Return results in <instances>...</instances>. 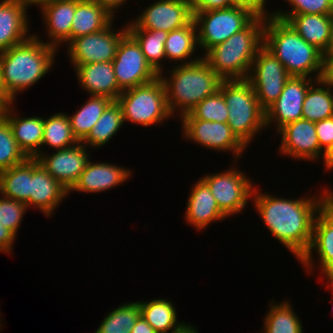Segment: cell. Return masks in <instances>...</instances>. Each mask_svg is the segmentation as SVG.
Returning a JSON list of instances; mask_svg holds the SVG:
<instances>
[{"label": "cell", "instance_id": "6da1fadb", "mask_svg": "<svg viewBox=\"0 0 333 333\" xmlns=\"http://www.w3.org/2000/svg\"><path fill=\"white\" fill-rule=\"evenodd\" d=\"M260 190L255 186L253 206L269 233L299 261L310 247L315 217L326 204L325 186L320 196L301 199L279 198Z\"/></svg>", "mask_w": 333, "mask_h": 333}, {"label": "cell", "instance_id": "7a4b0ae2", "mask_svg": "<svg viewBox=\"0 0 333 333\" xmlns=\"http://www.w3.org/2000/svg\"><path fill=\"white\" fill-rule=\"evenodd\" d=\"M263 46L285 67L291 76L323 79V53L306 42L286 21L265 17ZM314 75V76H311Z\"/></svg>", "mask_w": 333, "mask_h": 333}, {"label": "cell", "instance_id": "3957f363", "mask_svg": "<svg viewBox=\"0 0 333 333\" xmlns=\"http://www.w3.org/2000/svg\"><path fill=\"white\" fill-rule=\"evenodd\" d=\"M32 34L27 40L0 53L2 82L14 102L17 94L34 86L53 67L57 50Z\"/></svg>", "mask_w": 333, "mask_h": 333}, {"label": "cell", "instance_id": "277c9868", "mask_svg": "<svg viewBox=\"0 0 333 333\" xmlns=\"http://www.w3.org/2000/svg\"><path fill=\"white\" fill-rule=\"evenodd\" d=\"M174 66L170 68L169 76L160 74L159 77L165 85L167 104L172 117L178 112L181 118L203 99L216 93L223 79L204 58Z\"/></svg>", "mask_w": 333, "mask_h": 333}, {"label": "cell", "instance_id": "5b68a950", "mask_svg": "<svg viewBox=\"0 0 333 333\" xmlns=\"http://www.w3.org/2000/svg\"><path fill=\"white\" fill-rule=\"evenodd\" d=\"M265 17L257 16L245 29L214 45L204 60L223 80L247 79L251 64L263 46Z\"/></svg>", "mask_w": 333, "mask_h": 333}, {"label": "cell", "instance_id": "8992f818", "mask_svg": "<svg viewBox=\"0 0 333 333\" xmlns=\"http://www.w3.org/2000/svg\"><path fill=\"white\" fill-rule=\"evenodd\" d=\"M228 107L232 132L248 148L257 133L266 129L265 111L260 107L251 84L246 80H223L219 87Z\"/></svg>", "mask_w": 333, "mask_h": 333}, {"label": "cell", "instance_id": "52a82bcc", "mask_svg": "<svg viewBox=\"0 0 333 333\" xmlns=\"http://www.w3.org/2000/svg\"><path fill=\"white\" fill-rule=\"evenodd\" d=\"M121 106L124 123L152 126L164 123L169 111L165 85L160 77L150 83L122 91L116 100Z\"/></svg>", "mask_w": 333, "mask_h": 333}, {"label": "cell", "instance_id": "ba28073f", "mask_svg": "<svg viewBox=\"0 0 333 333\" xmlns=\"http://www.w3.org/2000/svg\"><path fill=\"white\" fill-rule=\"evenodd\" d=\"M192 13L197 26L198 47L205 53L245 29L257 17L242 6Z\"/></svg>", "mask_w": 333, "mask_h": 333}, {"label": "cell", "instance_id": "9c48e42d", "mask_svg": "<svg viewBox=\"0 0 333 333\" xmlns=\"http://www.w3.org/2000/svg\"><path fill=\"white\" fill-rule=\"evenodd\" d=\"M231 167L221 173H209L201 177L210 188L219 209L227 217L243 212L256 186L239 167Z\"/></svg>", "mask_w": 333, "mask_h": 333}, {"label": "cell", "instance_id": "30bf717a", "mask_svg": "<svg viewBox=\"0 0 333 333\" xmlns=\"http://www.w3.org/2000/svg\"><path fill=\"white\" fill-rule=\"evenodd\" d=\"M290 77L284 65L262 46L246 80L253 87L260 107L266 111L278 99Z\"/></svg>", "mask_w": 333, "mask_h": 333}, {"label": "cell", "instance_id": "8fae6325", "mask_svg": "<svg viewBox=\"0 0 333 333\" xmlns=\"http://www.w3.org/2000/svg\"><path fill=\"white\" fill-rule=\"evenodd\" d=\"M112 24L103 30L81 36L67 44V55L72 66L95 62H112L121 39L128 33L125 25L115 31Z\"/></svg>", "mask_w": 333, "mask_h": 333}, {"label": "cell", "instance_id": "7c38bea8", "mask_svg": "<svg viewBox=\"0 0 333 333\" xmlns=\"http://www.w3.org/2000/svg\"><path fill=\"white\" fill-rule=\"evenodd\" d=\"M112 64L118 87L122 91L150 83L159 77L129 33L121 39Z\"/></svg>", "mask_w": 333, "mask_h": 333}, {"label": "cell", "instance_id": "4fadbf2b", "mask_svg": "<svg viewBox=\"0 0 333 333\" xmlns=\"http://www.w3.org/2000/svg\"><path fill=\"white\" fill-rule=\"evenodd\" d=\"M181 123L182 134L188 141H193L206 149L209 148L214 151H230L235 159V164L247 149L227 123L200 119H181Z\"/></svg>", "mask_w": 333, "mask_h": 333}, {"label": "cell", "instance_id": "5bb4252c", "mask_svg": "<svg viewBox=\"0 0 333 333\" xmlns=\"http://www.w3.org/2000/svg\"><path fill=\"white\" fill-rule=\"evenodd\" d=\"M136 17L126 24L127 29L162 30L169 33L187 25L193 19V13L190 0H157Z\"/></svg>", "mask_w": 333, "mask_h": 333}, {"label": "cell", "instance_id": "9a60e30c", "mask_svg": "<svg viewBox=\"0 0 333 333\" xmlns=\"http://www.w3.org/2000/svg\"><path fill=\"white\" fill-rule=\"evenodd\" d=\"M277 133L281 136L280 155L295 160H314L313 163L322 156L325 165L326 154L320 149L315 122L301 118L286 124Z\"/></svg>", "mask_w": 333, "mask_h": 333}, {"label": "cell", "instance_id": "2e32d148", "mask_svg": "<svg viewBox=\"0 0 333 333\" xmlns=\"http://www.w3.org/2000/svg\"><path fill=\"white\" fill-rule=\"evenodd\" d=\"M313 250L319 256L317 269L322 270L323 278L333 280V211L326 204L315 217L310 247L299 260L306 272L311 274L312 267L315 268L314 264L316 265L312 258Z\"/></svg>", "mask_w": 333, "mask_h": 333}, {"label": "cell", "instance_id": "e0dca14e", "mask_svg": "<svg viewBox=\"0 0 333 333\" xmlns=\"http://www.w3.org/2000/svg\"><path fill=\"white\" fill-rule=\"evenodd\" d=\"M315 81L308 77L291 76L278 99L265 111L266 130L274 125L278 131L286 124L301 119L306 92Z\"/></svg>", "mask_w": 333, "mask_h": 333}, {"label": "cell", "instance_id": "ac0fdd59", "mask_svg": "<svg viewBox=\"0 0 333 333\" xmlns=\"http://www.w3.org/2000/svg\"><path fill=\"white\" fill-rule=\"evenodd\" d=\"M86 147V148H85ZM82 142L47 156L44 151L36 158L43 168L70 190L78 181L88 162L91 160L89 151Z\"/></svg>", "mask_w": 333, "mask_h": 333}, {"label": "cell", "instance_id": "d6986e66", "mask_svg": "<svg viewBox=\"0 0 333 333\" xmlns=\"http://www.w3.org/2000/svg\"><path fill=\"white\" fill-rule=\"evenodd\" d=\"M69 190L54 179L36 158H31L30 207H38L44 215L51 216L69 195ZM61 202V203H60Z\"/></svg>", "mask_w": 333, "mask_h": 333}, {"label": "cell", "instance_id": "ffe728a7", "mask_svg": "<svg viewBox=\"0 0 333 333\" xmlns=\"http://www.w3.org/2000/svg\"><path fill=\"white\" fill-rule=\"evenodd\" d=\"M131 172L132 170L123 166L107 162L94 163L90 160L69 193L78 191L95 194L108 191L130 179Z\"/></svg>", "mask_w": 333, "mask_h": 333}, {"label": "cell", "instance_id": "44dd1931", "mask_svg": "<svg viewBox=\"0 0 333 333\" xmlns=\"http://www.w3.org/2000/svg\"><path fill=\"white\" fill-rule=\"evenodd\" d=\"M185 221L197 231H202L210 223L228 218L220 209L208 185L200 178L193 184L187 199Z\"/></svg>", "mask_w": 333, "mask_h": 333}, {"label": "cell", "instance_id": "7402d4cb", "mask_svg": "<svg viewBox=\"0 0 333 333\" xmlns=\"http://www.w3.org/2000/svg\"><path fill=\"white\" fill-rule=\"evenodd\" d=\"M12 105L14 106V103L0 109V112L7 118L19 148L28 158H37L43 151L40 147L43 139L44 117L17 116Z\"/></svg>", "mask_w": 333, "mask_h": 333}, {"label": "cell", "instance_id": "603a6c76", "mask_svg": "<svg viewBox=\"0 0 333 333\" xmlns=\"http://www.w3.org/2000/svg\"><path fill=\"white\" fill-rule=\"evenodd\" d=\"M77 79L88 96H106L116 101L122 90L118 87L112 62H95L73 66ZM88 91V92H87Z\"/></svg>", "mask_w": 333, "mask_h": 333}, {"label": "cell", "instance_id": "cb8c5ba5", "mask_svg": "<svg viewBox=\"0 0 333 333\" xmlns=\"http://www.w3.org/2000/svg\"><path fill=\"white\" fill-rule=\"evenodd\" d=\"M75 11L76 0H52L41 8L46 34L50 39L43 42L56 49H59L63 43L67 45L71 41V27Z\"/></svg>", "mask_w": 333, "mask_h": 333}, {"label": "cell", "instance_id": "d4e9b609", "mask_svg": "<svg viewBox=\"0 0 333 333\" xmlns=\"http://www.w3.org/2000/svg\"><path fill=\"white\" fill-rule=\"evenodd\" d=\"M26 10L17 0L0 2V53L27 40L30 22Z\"/></svg>", "mask_w": 333, "mask_h": 333}, {"label": "cell", "instance_id": "484cf974", "mask_svg": "<svg viewBox=\"0 0 333 333\" xmlns=\"http://www.w3.org/2000/svg\"><path fill=\"white\" fill-rule=\"evenodd\" d=\"M284 21H286L306 42L314 45L323 54L326 52L332 35V15H288Z\"/></svg>", "mask_w": 333, "mask_h": 333}, {"label": "cell", "instance_id": "4316f807", "mask_svg": "<svg viewBox=\"0 0 333 333\" xmlns=\"http://www.w3.org/2000/svg\"><path fill=\"white\" fill-rule=\"evenodd\" d=\"M114 18L106 8L95 0H76L71 40L103 30L114 21Z\"/></svg>", "mask_w": 333, "mask_h": 333}, {"label": "cell", "instance_id": "83f0119b", "mask_svg": "<svg viewBox=\"0 0 333 333\" xmlns=\"http://www.w3.org/2000/svg\"><path fill=\"white\" fill-rule=\"evenodd\" d=\"M198 36L197 26L195 20L192 19L187 25L182 28L172 30L168 33L165 42V55L169 62H176L175 64H189L203 58V55L196 58L190 57L197 51ZM171 60V61H170Z\"/></svg>", "mask_w": 333, "mask_h": 333}, {"label": "cell", "instance_id": "f1b7e54d", "mask_svg": "<svg viewBox=\"0 0 333 333\" xmlns=\"http://www.w3.org/2000/svg\"><path fill=\"white\" fill-rule=\"evenodd\" d=\"M31 158L0 172V194L25 203L30 209Z\"/></svg>", "mask_w": 333, "mask_h": 333}, {"label": "cell", "instance_id": "f546056e", "mask_svg": "<svg viewBox=\"0 0 333 333\" xmlns=\"http://www.w3.org/2000/svg\"><path fill=\"white\" fill-rule=\"evenodd\" d=\"M333 116V87L323 78L307 90L302 106V118L311 122Z\"/></svg>", "mask_w": 333, "mask_h": 333}, {"label": "cell", "instance_id": "4dcf8cb0", "mask_svg": "<svg viewBox=\"0 0 333 333\" xmlns=\"http://www.w3.org/2000/svg\"><path fill=\"white\" fill-rule=\"evenodd\" d=\"M123 124L121 106L117 101H112L82 143L93 149L103 147L118 133Z\"/></svg>", "mask_w": 333, "mask_h": 333}, {"label": "cell", "instance_id": "1f68e13d", "mask_svg": "<svg viewBox=\"0 0 333 333\" xmlns=\"http://www.w3.org/2000/svg\"><path fill=\"white\" fill-rule=\"evenodd\" d=\"M139 302L142 317L157 333H169L178 329L184 321L178 322L177 312L171 300L164 298Z\"/></svg>", "mask_w": 333, "mask_h": 333}, {"label": "cell", "instance_id": "d6a6232c", "mask_svg": "<svg viewBox=\"0 0 333 333\" xmlns=\"http://www.w3.org/2000/svg\"><path fill=\"white\" fill-rule=\"evenodd\" d=\"M140 45L147 63L158 74H164L163 61L166 59L165 42L168 32L162 30L127 29Z\"/></svg>", "mask_w": 333, "mask_h": 333}, {"label": "cell", "instance_id": "836d02e7", "mask_svg": "<svg viewBox=\"0 0 333 333\" xmlns=\"http://www.w3.org/2000/svg\"><path fill=\"white\" fill-rule=\"evenodd\" d=\"M89 97L78 111L68 115L72 132L79 142L88 136L106 107L113 101L106 96Z\"/></svg>", "mask_w": 333, "mask_h": 333}, {"label": "cell", "instance_id": "e575fe53", "mask_svg": "<svg viewBox=\"0 0 333 333\" xmlns=\"http://www.w3.org/2000/svg\"><path fill=\"white\" fill-rule=\"evenodd\" d=\"M283 301L276 303L271 300L262 333H303L302 322L292 304L289 300Z\"/></svg>", "mask_w": 333, "mask_h": 333}, {"label": "cell", "instance_id": "d590c367", "mask_svg": "<svg viewBox=\"0 0 333 333\" xmlns=\"http://www.w3.org/2000/svg\"><path fill=\"white\" fill-rule=\"evenodd\" d=\"M45 118L41 148L47 145L50 149L60 150L79 143L72 132L68 114L59 112Z\"/></svg>", "mask_w": 333, "mask_h": 333}, {"label": "cell", "instance_id": "8d00e7d4", "mask_svg": "<svg viewBox=\"0 0 333 333\" xmlns=\"http://www.w3.org/2000/svg\"><path fill=\"white\" fill-rule=\"evenodd\" d=\"M141 315L139 302H128L108 312L94 333H131Z\"/></svg>", "mask_w": 333, "mask_h": 333}, {"label": "cell", "instance_id": "74e56055", "mask_svg": "<svg viewBox=\"0 0 333 333\" xmlns=\"http://www.w3.org/2000/svg\"><path fill=\"white\" fill-rule=\"evenodd\" d=\"M181 119H200L211 122H228V107L223 94L218 90L199 102L188 114Z\"/></svg>", "mask_w": 333, "mask_h": 333}, {"label": "cell", "instance_id": "f35d334b", "mask_svg": "<svg viewBox=\"0 0 333 333\" xmlns=\"http://www.w3.org/2000/svg\"><path fill=\"white\" fill-rule=\"evenodd\" d=\"M27 158L13 137L7 118L0 112V172L23 163Z\"/></svg>", "mask_w": 333, "mask_h": 333}, {"label": "cell", "instance_id": "ab89813d", "mask_svg": "<svg viewBox=\"0 0 333 333\" xmlns=\"http://www.w3.org/2000/svg\"><path fill=\"white\" fill-rule=\"evenodd\" d=\"M291 5L288 11H282L280 8L277 11L269 12L270 16L284 20L288 15L299 14H319L332 15L333 0H284ZM272 13V14H271Z\"/></svg>", "mask_w": 333, "mask_h": 333}, {"label": "cell", "instance_id": "60d3db41", "mask_svg": "<svg viewBox=\"0 0 333 333\" xmlns=\"http://www.w3.org/2000/svg\"><path fill=\"white\" fill-rule=\"evenodd\" d=\"M28 207L25 203L0 195V224L17 234Z\"/></svg>", "mask_w": 333, "mask_h": 333}, {"label": "cell", "instance_id": "b9f144b4", "mask_svg": "<svg viewBox=\"0 0 333 333\" xmlns=\"http://www.w3.org/2000/svg\"><path fill=\"white\" fill-rule=\"evenodd\" d=\"M320 149L327 155L333 149V116L315 122Z\"/></svg>", "mask_w": 333, "mask_h": 333}, {"label": "cell", "instance_id": "7bdbcfd3", "mask_svg": "<svg viewBox=\"0 0 333 333\" xmlns=\"http://www.w3.org/2000/svg\"><path fill=\"white\" fill-rule=\"evenodd\" d=\"M190 5L192 12H207L235 6L232 0H190Z\"/></svg>", "mask_w": 333, "mask_h": 333}, {"label": "cell", "instance_id": "ee69618b", "mask_svg": "<svg viewBox=\"0 0 333 333\" xmlns=\"http://www.w3.org/2000/svg\"><path fill=\"white\" fill-rule=\"evenodd\" d=\"M235 6H242L250 9L257 16L268 17L266 0H232Z\"/></svg>", "mask_w": 333, "mask_h": 333}, {"label": "cell", "instance_id": "f6af8a7d", "mask_svg": "<svg viewBox=\"0 0 333 333\" xmlns=\"http://www.w3.org/2000/svg\"><path fill=\"white\" fill-rule=\"evenodd\" d=\"M17 235H15L12 231L7 229L5 226L0 224V252H4L10 255L13 249L14 241L16 240Z\"/></svg>", "mask_w": 333, "mask_h": 333}, {"label": "cell", "instance_id": "bcb514c9", "mask_svg": "<svg viewBox=\"0 0 333 333\" xmlns=\"http://www.w3.org/2000/svg\"><path fill=\"white\" fill-rule=\"evenodd\" d=\"M131 333H157L153 327L140 315Z\"/></svg>", "mask_w": 333, "mask_h": 333}, {"label": "cell", "instance_id": "7dc6e473", "mask_svg": "<svg viewBox=\"0 0 333 333\" xmlns=\"http://www.w3.org/2000/svg\"><path fill=\"white\" fill-rule=\"evenodd\" d=\"M97 3L106 8L113 16L120 9L122 5H125L129 0H95ZM124 3V4H123Z\"/></svg>", "mask_w": 333, "mask_h": 333}, {"label": "cell", "instance_id": "c3c4849f", "mask_svg": "<svg viewBox=\"0 0 333 333\" xmlns=\"http://www.w3.org/2000/svg\"><path fill=\"white\" fill-rule=\"evenodd\" d=\"M14 103L7 95L4 90V85L2 82V72H1V66H0V109H3L7 105Z\"/></svg>", "mask_w": 333, "mask_h": 333}, {"label": "cell", "instance_id": "681fc988", "mask_svg": "<svg viewBox=\"0 0 333 333\" xmlns=\"http://www.w3.org/2000/svg\"><path fill=\"white\" fill-rule=\"evenodd\" d=\"M325 76L324 79L333 87V59H324Z\"/></svg>", "mask_w": 333, "mask_h": 333}, {"label": "cell", "instance_id": "f907efd6", "mask_svg": "<svg viewBox=\"0 0 333 333\" xmlns=\"http://www.w3.org/2000/svg\"><path fill=\"white\" fill-rule=\"evenodd\" d=\"M26 10L29 6H39L40 9L48 5L52 0H17Z\"/></svg>", "mask_w": 333, "mask_h": 333}, {"label": "cell", "instance_id": "816d5d0a", "mask_svg": "<svg viewBox=\"0 0 333 333\" xmlns=\"http://www.w3.org/2000/svg\"><path fill=\"white\" fill-rule=\"evenodd\" d=\"M193 324L183 323L178 329L171 331L170 333H199Z\"/></svg>", "mask_w": 333, "mask_h": 333}, {"label": "cell", "instance_id": "f5cc1de1", "mask_svg": "<svg viewBox=\"0 0 333 333\" xmlns=\"http://www.w3.org/2000/svg\"><path fill=\"white\" fill-rule=\"evenodd\" d=\"M323 56H324V59H333V28H332L330 44H329L326 52L323 54Z\"/></svg>", "mask_w": 333, "mask_h": 333}, {"label": "cell", "instance_id": "db71d44e", "mask_svg": "<svg viewBox=\"0 0 333 333\" xmlns=\"http://www.w3.org/2000/svg\"><path fill=\"white\" fill-rule=\"evenodd\" d=\"M330 187H327L325 189L326 191V205L333 211V192L332 189H329Z\"/></svg>", "mask_w": 333, "mask_h": 333}, {"label": "cell", "instance_id": "11a10c76", "mask_svg": "<svg viewBox=\"0 0 333 333\" xmlns=\"http://www.w3.org/2000/svg\"><path fill=\"white\" fill-rule=\"evenodd\" d=\"M325 169L330 171L333 169V149L326 155Z\"/></svg>", "mask_w": 333, "mask_h": 333}, {"label": "cell", "instance_id": "9f6ffc18", "mask_svg": "<svg viewBox=\"0 0 333 333\" xmlns=\"http://www.w3.org/2000/svg\"><path fill=\"white\" fill-rule=\"evenodd\" d=\"M327 282H328L327 284L329 285V286L327 285V288L328 289L330 288L332 290V292H333V280H327Z\"/></svg>", "mask_w": 333, "mask_h": 333}, {"label": "cell", "instance_id": "6f0895ef", "mask_svg": "<svg viewBox=\"0 0 333 333\" xmlns=\"http://www.w3.org/2000/svg\"><path fill=\"white\" fill-rule=\"evenodd\" d=\"M0 316H1V313H0ZM0 320H1V321H0V327H1V322H2L3 319H0ZM0 330H2V329L0 328Z\"/></svg>", "mask_w": 333, "mask_h": 333}]
</instances>
